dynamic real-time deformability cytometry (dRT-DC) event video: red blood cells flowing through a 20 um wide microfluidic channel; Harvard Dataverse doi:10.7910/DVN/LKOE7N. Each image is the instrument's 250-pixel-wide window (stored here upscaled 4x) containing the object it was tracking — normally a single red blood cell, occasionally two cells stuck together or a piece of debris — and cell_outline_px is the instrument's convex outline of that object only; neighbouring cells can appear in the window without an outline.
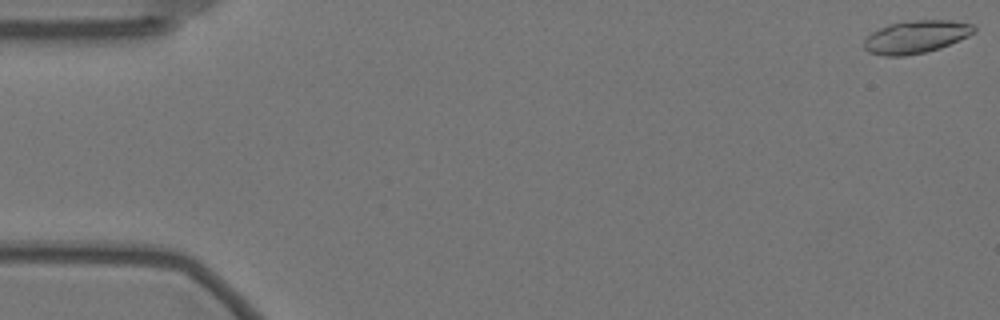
{"species": "Egyptian fruit bat (a non-hibernating species)", "species_latin": "Rousettus aegyptiacus", "temperature_condition": "warm", "stored_images_in_passage": 53, "camera_frame_rate_fps": 3000, "um_per_image_px": 0.085, "animal": {"sex": "female"}, "frame": {"image": 1, "passage_image": 1, "time_ms": 0.0, "image_size_px": [1000, 320], "cell_outline_px": [[976, 32], [968, 36], [940, 48], [924, 52], [904, 56], [884, 56], [868, 52], [864, 48], [864, 40], [872, 32], [888, 24], [912, 20], [952, 20], [972, 24], [976, 28]], "centroid_in_image_um": [77.86, 3.13], "position_along_channel_um": 7.1, "area_um2": 20.98}}
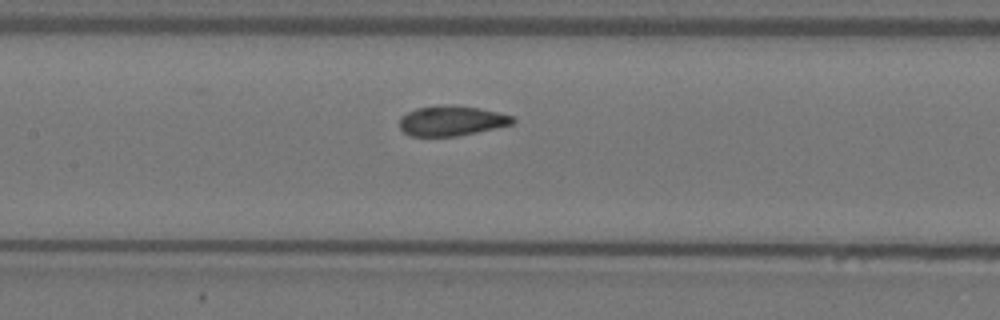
{"frame": {"image": 2, "passage_image": 27, "time_ms": 8.667, "image_size_px": [1000, 320], "cell_outline_px": [[516, 120], [512, 124], [476, 132], [456, 136], [412, 136], [404, 132], [400, 128], [400, 116], [416, 108], [444, 104], [456, 104], [480, 108], [512, 116]], "centroid_in_image_um": [38.36, 10.25], "position_along_channel_um": 169.0, "area_um2": 19.83}}
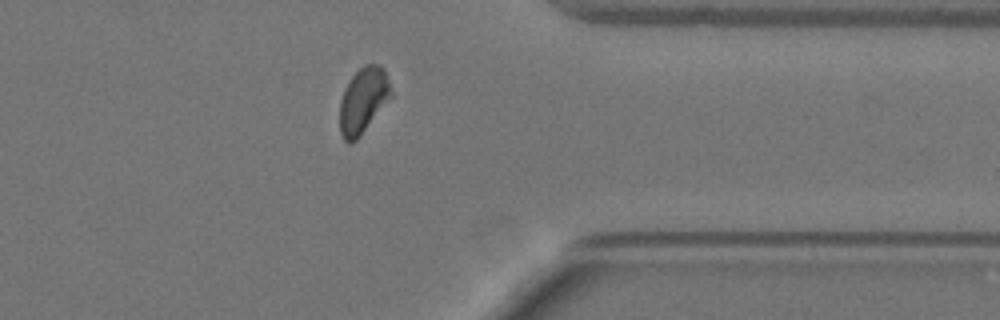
{"frame": {"image": 3, "passage_image": 46, "time_ms": 15.0, "image_size_px": [1000, 320], "cell_outline_px": [[392, 96], [360, 136], [356, 140], [348, 144], [344, 140], [340, 132], [340, 100], [344, 88], [352, 76], [364, 64], [380, 64], [384, 68], [392, 92]], "centroid_in_image_um": [30.86, 8.53], "position_along_channel_um": 380.5, "area_um2": 19.59}, "authors_computed_cell_mechanics": {"area_um2": 20.2878, "velocity_mm_per_s": 3.5036, "shape_relaxation_time_tau1_ms": 6.8339, "shape_relaxation_time_tau2_ms": 1.332, "deformation_change_tau1": 0.159, "deformation_change_tau2": 0.0536}}